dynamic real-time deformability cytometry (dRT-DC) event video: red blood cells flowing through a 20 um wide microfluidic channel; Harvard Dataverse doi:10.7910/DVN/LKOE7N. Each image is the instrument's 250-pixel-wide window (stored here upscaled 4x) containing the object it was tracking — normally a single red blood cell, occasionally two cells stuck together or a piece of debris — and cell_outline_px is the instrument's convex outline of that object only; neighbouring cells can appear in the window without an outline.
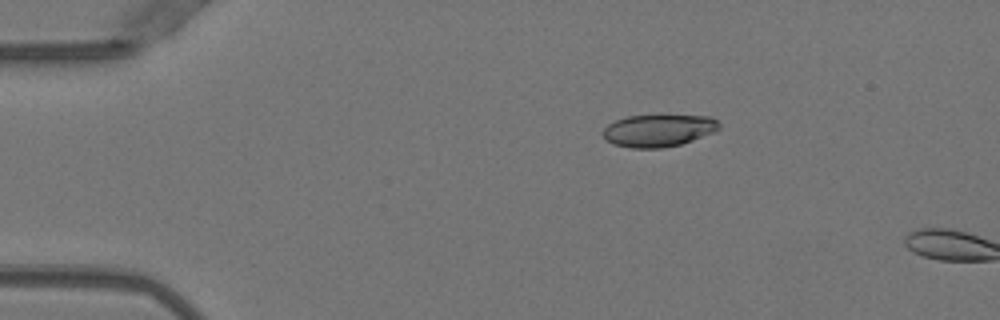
{"species": "Egyptian fruit bat (a non-hibernating species)", "species_latin": "Rousettus aegyptiacus", "temperature_condition": "warm", "stored_images_in_passage": 4, "camera_frame_rate_fps": 3000, "um_per_image_px": 0.085, "animal": {"sex": "female"}, "frame": {"image": 1, "passage_image": 3, "time_ms": 0.667, "image_size_px": [1000, 320], "cell_outline_px": [[720, 128], [716, 132], [680, 144], [664, 148], [632, 148], [612, 144], [604, 136], [604, 128], [608, 124], [616, 120], [628, 116], [660, 112], [712, 116], [720, 124]], "centroid_in_image_um": [56.03, 11.03], "position_along_channel_um": 29.0, "area_um2": 22.89}}